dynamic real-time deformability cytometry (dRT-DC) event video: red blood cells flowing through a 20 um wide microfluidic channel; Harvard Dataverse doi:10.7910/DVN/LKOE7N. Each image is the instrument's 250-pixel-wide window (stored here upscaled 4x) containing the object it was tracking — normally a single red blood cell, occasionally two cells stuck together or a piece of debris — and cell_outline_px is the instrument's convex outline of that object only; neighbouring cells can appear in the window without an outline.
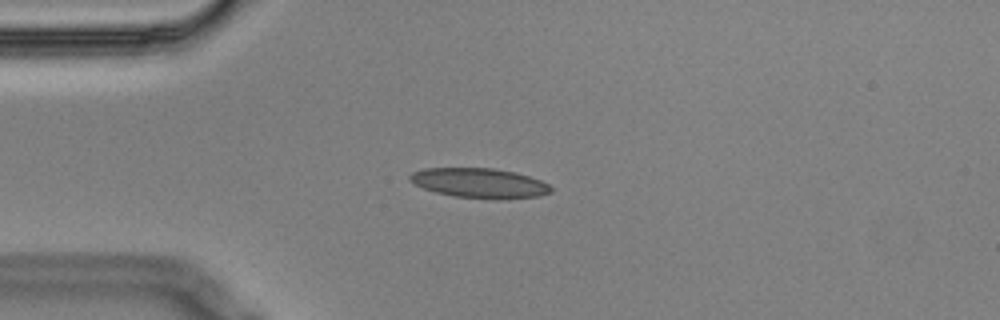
{"species": "Egyptian fruit bat (a non-hibernating species)", "species_latin": "Rousettus aegyptiacus", "temperature_condition": "cold", "stored_images_in_passage": 8, "camera_frame_rate_fps": 3000, "um_per_image_px": 0.085, "animal": {"sex": "male"}, "frame": {"image": 1, "passage_image": 2, "time_ms": 0.333, "image_size_px": [1000, 320], "cell_outline_px": [[552, 192], [540, 196], [508, 200], [496, 200], [452, 196], [436, 192], [424, 188], [408, 180], [408, 176], [412, 172], [424, 168], [492, 168], [516, 172], [540, 180], [548, 184], [552, 188]], "centroid_in_image_um": [40.79, 15.58], "position_along_channel_um": 44.2, "area_um2": 24.85}}
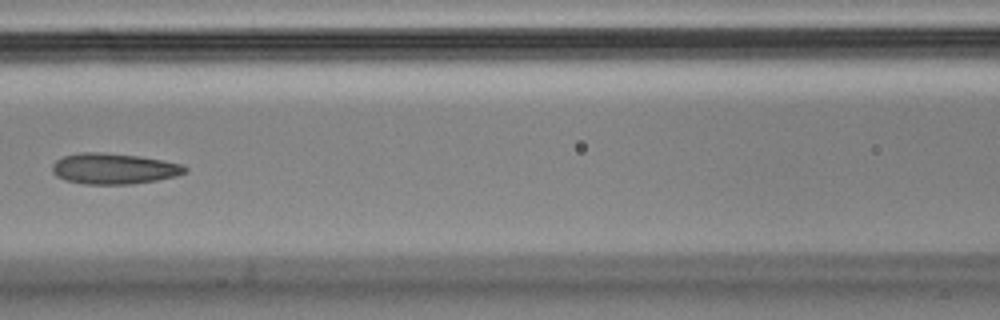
{"frame": {"image": 2, "passage_image": 5, "time_ms": 1.333, "image_size_px": [1000, 320], "cell_outline_px": [[188, 172], [176, 176], [156, 180], [132, 184], [84, 184], [64, 180], [56, 176], [52, 172], [52, 164], [56, 160], [64, 156], [80, 152], [104, 152], [140, 156], [184, 164], [188, 168]], "centroid_in_image_um": [9.69, 14.33], "position_along_channel_um": 156.9, "area_um2": 24.1}}
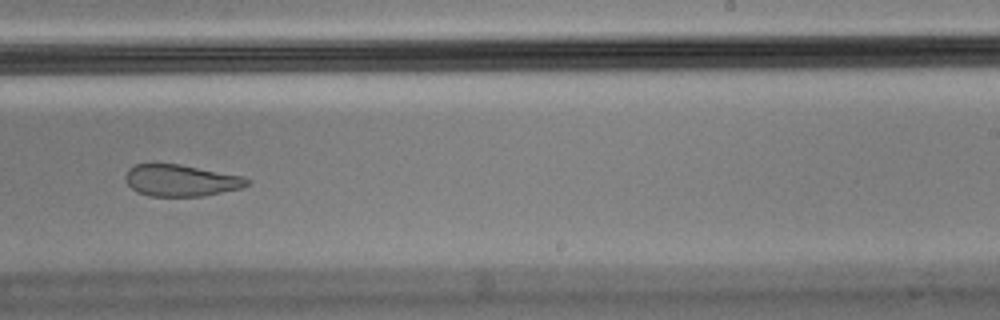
{"frame": {"image": 3, "passage_image": 8, "time_ms": 2.333, "image_size_px": [1000, 320], "cell_outline_px": [[252, 180], [248, 184], [240, 188], [204, 196], [148, 196], [136, 192], [124, 180], [124, 176], [128, 168], [136, 164], [180, 164], [244, 176]], "centroid_in_image_um": [15.37, 15.34], "position_along_channel_um": 273.6, "area_um2": 22.6}}